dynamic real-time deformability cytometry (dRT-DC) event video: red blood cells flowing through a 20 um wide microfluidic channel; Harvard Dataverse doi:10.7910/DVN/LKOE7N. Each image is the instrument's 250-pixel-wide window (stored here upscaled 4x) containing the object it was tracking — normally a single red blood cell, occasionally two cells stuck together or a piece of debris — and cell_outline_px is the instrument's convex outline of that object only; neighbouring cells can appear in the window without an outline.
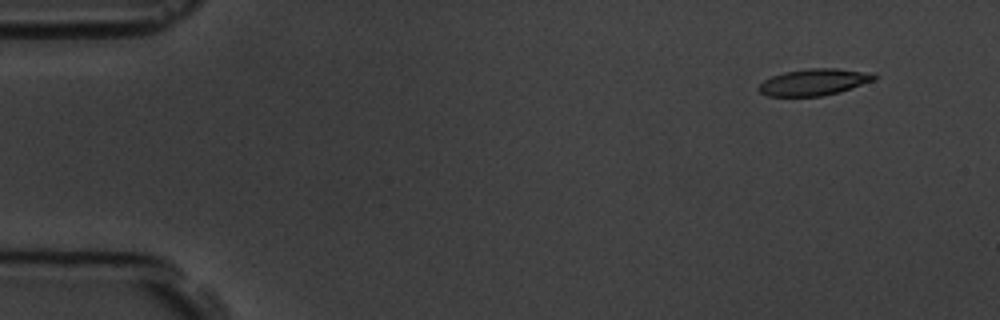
{"species": "common noctule bat (a hibernating species)", "species_latin": "Nyctalus noctula", "temperature_condition": "room temperature", "stored_images_in_passage": 6, "segment_of_instrument_passage": [2, 2], "camera_frame_rate_fps": 3000, "um_per_image_px": 0.085, "animal": {"sex": "male", "body_mass_g": 19.5, "forearm_length_mm": 54.6}, "frame": {"image": 1, "passage_image": 6, "time_ms": 6.0, "image_size_px": [1000, 320], "cell_outline_px": [[876, 80], [840, 92], [820, 96], [768, 96], [760, 92], [756, 88], [764, 80], [772, 76], [784, 72], [808, 68], [836, 68], [872, 72], [876, 76]], "centroid_in_image_um": [69.21, 6.97], "position_along_channel_um": 15.8, "area_um2": 18.03}}